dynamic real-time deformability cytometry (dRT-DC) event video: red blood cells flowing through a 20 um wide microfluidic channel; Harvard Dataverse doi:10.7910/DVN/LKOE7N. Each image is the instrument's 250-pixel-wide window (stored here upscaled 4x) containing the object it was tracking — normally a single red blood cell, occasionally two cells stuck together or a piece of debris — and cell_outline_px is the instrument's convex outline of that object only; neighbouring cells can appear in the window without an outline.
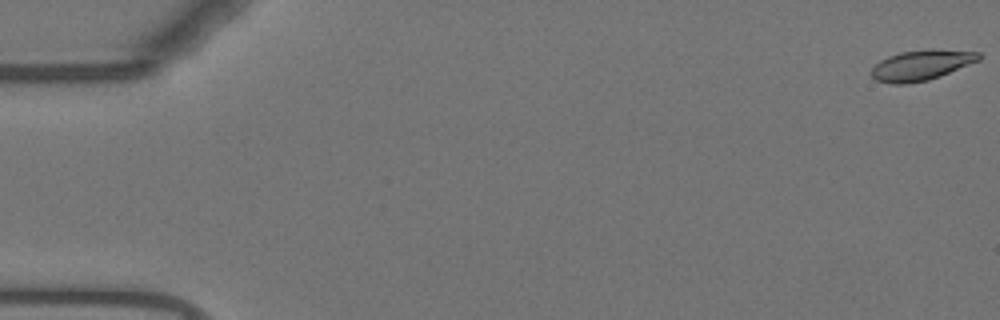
{"species": "Egyptian fruit bat (a non-hibernating species)", "species_latin": "Rousettus aegyptiacus", "temperature_condition": "warm", "stored_images_in_passage": 5, "camera_frame_rate_fps": 3000, "um_per_image_px": 0.085, "animal": {"sex": "female"}, "frame": {"image": 1, "passage_image": 1, "time_ms": 0.0, "image_size_px": [1000, 320], "cell_outline_px": [[984, 56], [980, 60], [940, 76], [928, 80], [904, 84], [892, 84], [876, 80], [872, 76], [872, 68], [880, 60], [888, 56], [900, 52], [932, 48], [980, 52]], "centroid_in_image_um": [78.35, 5.52], "position_along_channel_um": 6.6, "area_um2": 19.13}}